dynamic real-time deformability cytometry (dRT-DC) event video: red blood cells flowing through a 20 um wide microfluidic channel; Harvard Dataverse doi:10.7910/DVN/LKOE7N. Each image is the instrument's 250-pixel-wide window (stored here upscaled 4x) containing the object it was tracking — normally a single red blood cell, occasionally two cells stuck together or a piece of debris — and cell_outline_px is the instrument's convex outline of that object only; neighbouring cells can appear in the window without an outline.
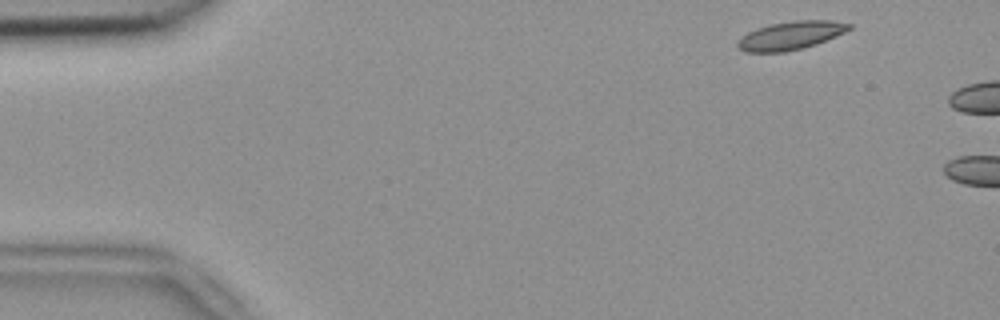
{"species": "common noctule bat (a hibernating species)", "species_latin": "Nyctalus noctula", "temperature_condition": "room temperature", "stored_images_in_passage": 5, "camera_frame_rate_fps": 3000, "um_per_image_px": 0.085, "animal": {"sex": "female", "body_mass_g": 18.4}, "frame": {"image": 1, "passage_image": 1, "time_ms": 0.0, "image_size_px": [1000, 320], "cell_outline_px": [[852, 28], [836, 36], [816, 44], [804, 48], [784, 52], [744, 52], [736, 48], [736, 44], [748, 32], [756, 28], [772, 24], [796, 20], [828, 20], [852, 24]], "centroid_in_image_um": [67.2, 3.03], "position_along_channel_um": 17.8, "area_um2": 18.32}}